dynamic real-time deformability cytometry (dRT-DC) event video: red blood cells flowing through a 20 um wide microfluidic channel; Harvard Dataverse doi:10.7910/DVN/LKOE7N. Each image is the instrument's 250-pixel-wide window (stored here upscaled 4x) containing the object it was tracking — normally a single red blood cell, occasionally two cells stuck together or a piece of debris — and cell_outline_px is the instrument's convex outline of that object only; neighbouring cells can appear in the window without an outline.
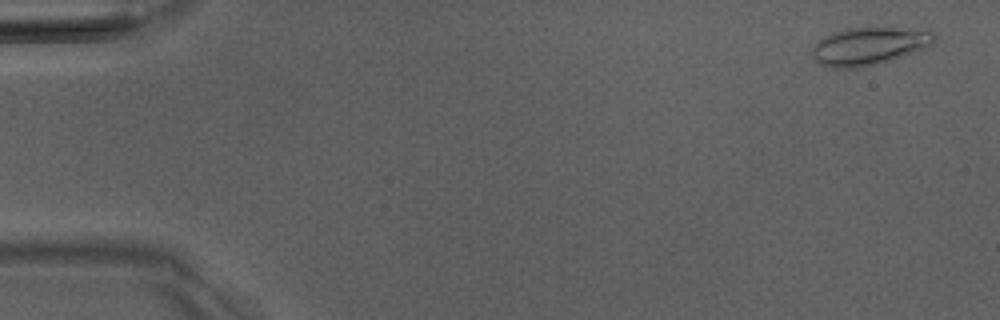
{"species": "Egyptian fruit bat (a non-hibernating species)", "species_latin": "Rousettus aegyptiacus", "temperature_condition": "room temperature", "stored_images_in_passage": 4, "camera_frame_rate_fps": 3000, "um_per_image_px": 0.085, "animal": {"sex": "male"}, "frame": {"image": 1, "passage_image": 1, "time_ms": 0.0, "image_size_px": [1000, 320], "cell_outline_px": [[936, 40], [928, 48], [880, 64], [860, 68], [832, 68], [820, 64], [812, 60], [812, 48], [820, 40], [836, 32], [848, 28], [896, 28], [936, 32]], "centroid_in_image_um": [73.9, 3.95], "position_along_channel_um": 11.1, "area_um2": 26.88}}